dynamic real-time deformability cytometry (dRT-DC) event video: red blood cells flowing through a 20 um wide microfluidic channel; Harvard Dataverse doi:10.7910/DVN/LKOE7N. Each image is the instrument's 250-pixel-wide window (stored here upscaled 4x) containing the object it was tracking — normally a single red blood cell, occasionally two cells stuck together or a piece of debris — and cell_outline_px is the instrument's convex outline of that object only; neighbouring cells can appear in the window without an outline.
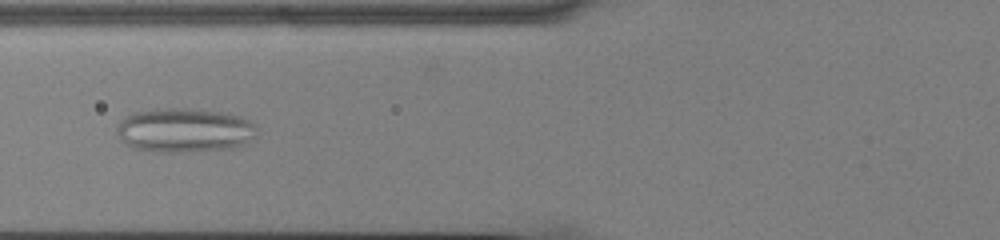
{"species": "common noctule bat (a hibernating species)", "species_latin": "Nyctalus noctula", "temperature_condition": "cold", "stored_images_in_passage": 57, "camera_frame_rate_fps": 3000, "um_per_image_px": 0.085, "animal": {"sex": "male", "body_mass_g": 13.0, "forearm_length_mm": 53.1}, "frame": {"image": 1, "passage_image": 24, "time_ms": 7.667, "image_size_px": [1000, 240], "cell_outline_px": [[256, 136], [244, 144], [228, 148], [184, 152], [164, 152], [132, 148], [124, 144], [116, 136], [116, 124], [128, 112], [152, 108], [188, 108], [224, 112], [240, 116], [256, 124]], "centroid_in_image_um": [15.6, 11.04], "position_along_channel_um": 110.2, "area_um2": 36.82}}
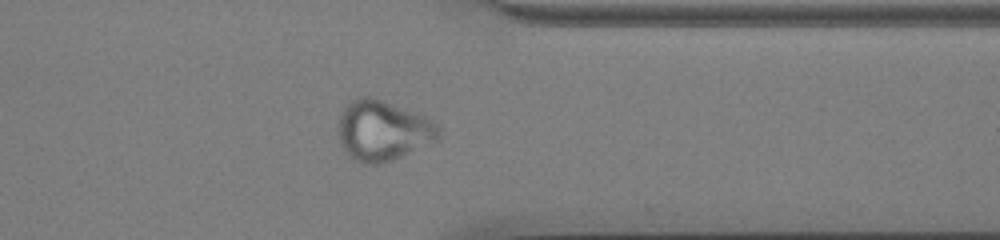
{"frame": {"image": 2, "passage_image": 46, "time_ms": 15.0, "image_size_px": [1000, 240], "cell_outline_px": [[440, 140], [392, 160], [376, 164], [360, 164], [340, 144], [340, 112], [356, 96], [372, 96], [424, 116], [436, 124], [440, 128]], "centroid_in_image_um": [32.57, 11.1], "position_along_channel_um": 378.8, "area_um2": 34.97}}
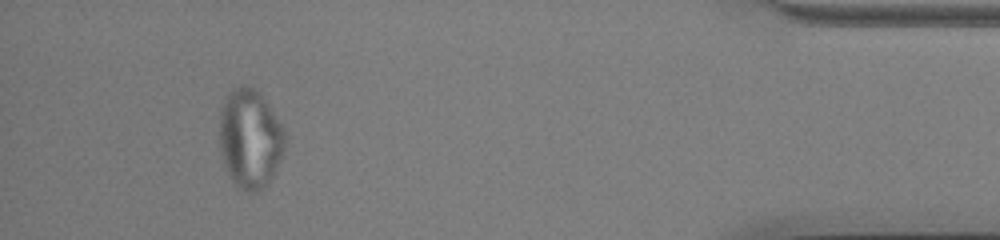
{"frame": {"image": 3, "passage_image": 53, "time_ms": 17.333, "image_size_px": [1000, 240], "cell_outline_px": [[284, 148], [272, 176], [268, 184], [264, 188], [256, 192], [248, 192], [240, 188], [228, 176], [220, 152], [220, 108], [228, 92], [232, 88], [240, 84], [252, 84], [260, 92], [284, 128]], "centroid_in_image_um": [21.23, 11.74], "position_along_channel_um": 414.0, "area_um2": 38.15}}